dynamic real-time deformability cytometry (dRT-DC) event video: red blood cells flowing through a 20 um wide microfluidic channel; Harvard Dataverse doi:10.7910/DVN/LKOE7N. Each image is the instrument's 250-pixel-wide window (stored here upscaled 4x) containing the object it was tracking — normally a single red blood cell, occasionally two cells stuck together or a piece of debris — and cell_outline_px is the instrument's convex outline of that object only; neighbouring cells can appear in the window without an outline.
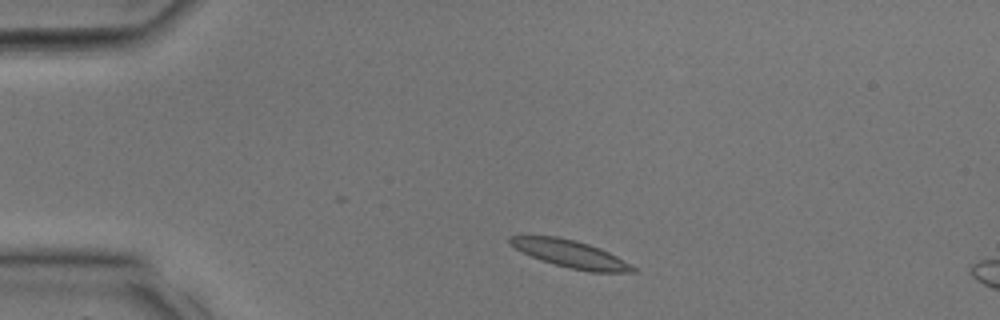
{"species": "common noctule bat (a hibernating species)", "species_latin": "Nyctalus noctula", "temperature_condition": "room temperature", "stored_images_in_passage": 6, "camera_frame_rate_fps": 3000, "um_per_image_px": 0.085, "animal": {"sex": "male", "body_mass_g": 17.9, "forearm_length_mm": 54.2}, "frame": {"image": 1, "passage_image": 2, "time_ms": 0.333, "image_size_px": [1000, 320], "cell_outline_px": [[636, 272], [588, 272], [568, 268], [532, 256], [508, 244], [508, 236], [556, 236], [576, 240], [600, 248], [616, 256], [636, 268]], "centroid_in_image_um": [48.49, 21.58], "position_along_channel_um": 36.5, "area_um2": 19.31}}